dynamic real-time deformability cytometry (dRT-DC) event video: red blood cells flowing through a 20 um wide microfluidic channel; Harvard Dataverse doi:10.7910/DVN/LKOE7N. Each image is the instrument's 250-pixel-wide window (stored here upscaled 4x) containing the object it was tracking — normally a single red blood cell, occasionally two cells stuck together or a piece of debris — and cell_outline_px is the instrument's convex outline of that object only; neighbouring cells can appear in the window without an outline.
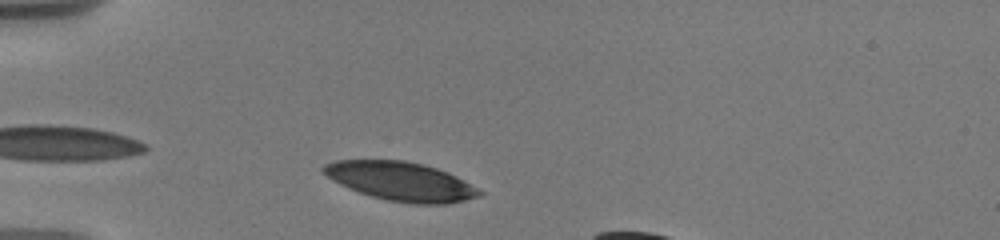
{"species": "human", "species_latin": "Homo sapiens", "temperature_condition": "warm", "stored_images_in_passage": 11, "camera_frame_rate_fps": 3000, "um_per_image_px": 0.085, "donor": {"sex": "male"}, "frame": {"image": 1, "passage_image": 6, "time_ms": 1.0, "image_size_px": [1000, 240], "cell_outline_px": [[484, 192], [480, 196], [448, 204], [412, 204], [388, 200], [372, 196], [348, 188], [332, 180], [320, 168], [324, 164], [336, 160], [404, 160], [424, 164], [436, 168], [456, 176]], "centroid_in_image_um": [34.07, 15.41], "position_along_channel_um": 50.9, "area_um2": 35.14}}